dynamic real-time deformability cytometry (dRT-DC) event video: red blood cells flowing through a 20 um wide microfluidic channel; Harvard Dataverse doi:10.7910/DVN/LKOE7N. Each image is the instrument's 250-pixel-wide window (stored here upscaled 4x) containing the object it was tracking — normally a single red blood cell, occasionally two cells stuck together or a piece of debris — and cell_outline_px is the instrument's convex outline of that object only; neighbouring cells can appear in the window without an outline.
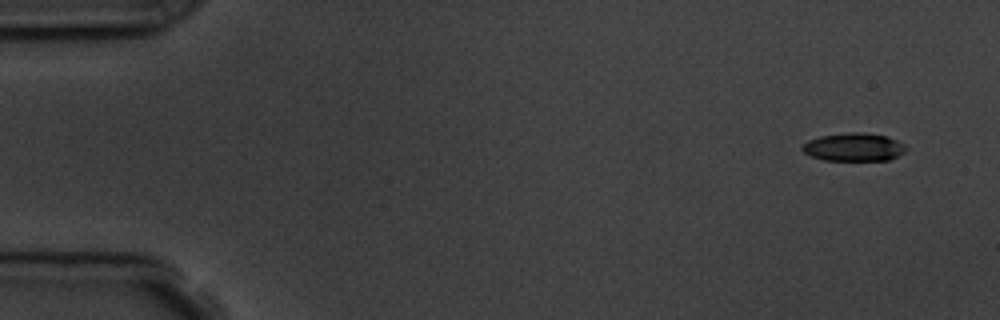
{"species": "common noctule bat (a hibernating species)", "species_latin": "Nyctalus noctula", "temperature_condition": "room temperature", "stored_images_in_passage": 5, "segment_of_instrument_passage": [1, 2], "camera_frame_rate_fps": 3000, "um_per_image_px": 0.085, "animal": {"sex": "male", "body_mass_g": 19.5, "forearm_length_mm": 54.6}, "frame": {"image": 1, "passage_image": 1, "time_ms": 0.0, "image_size_px": [1000, 320], "cell_outline_px": [[908, 148], [904, 152], [888, 160], [824, 160], [812, 156], [804, 152], [800, 148], [808, 140], [820, 136], [852, 132], [860, 132], [888, 136], [904, 144]], "centroid_in_image_um": [72.58, 12.5], "position_along_channel_um": 12.4, "area_um2": 16.88}}